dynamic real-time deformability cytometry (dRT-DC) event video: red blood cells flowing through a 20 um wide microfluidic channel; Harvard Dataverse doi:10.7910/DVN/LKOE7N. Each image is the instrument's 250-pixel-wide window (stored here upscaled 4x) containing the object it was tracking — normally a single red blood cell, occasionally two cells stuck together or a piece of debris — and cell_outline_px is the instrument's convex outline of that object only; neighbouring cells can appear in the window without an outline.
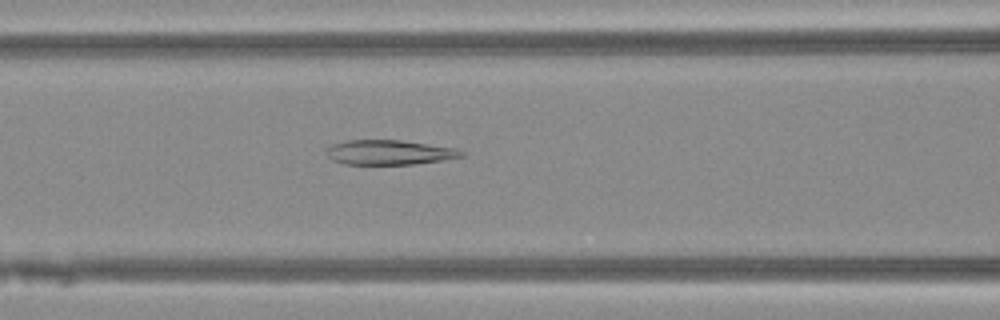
{"species": "Egyptian fruit bat (a non-hibernating species)", "species_latin": "Rousettus aegyptiacus", "temperature_condition": "warm", "stored_images_in_passage": 49, "camera_frame_rate_fps": 3000, "um_per_image_px": 0.085, "animal": {"sex": "female"}, "frame": {"image": 1, "passage_image": 21, "time_ms": 6.667, "image_size_px": [1000, 320], "cell_outline_px": [[464, 156], [440, 160], [412, 164], [344, 164], [332, 160], [324, 152], [332, 144], [344, 140], [400, 140], [456, 148], [464, 152]], "centroid_in_image_um": [33.04, 12.94], "position_along_channel_um": 133.6, "area_um2": 19.36}}
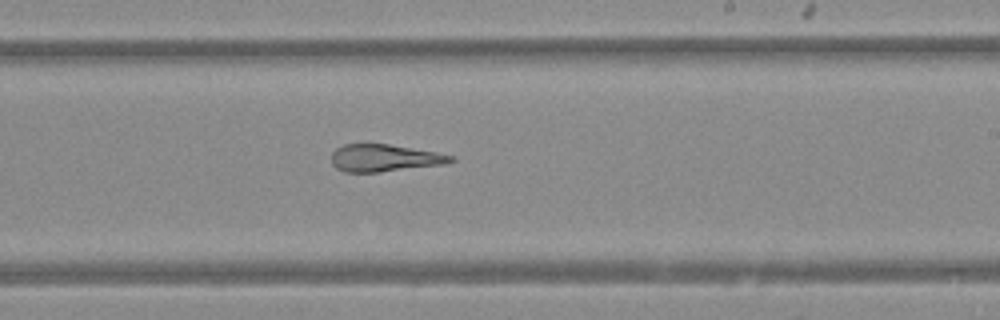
{"frame": {"image": 2, "passage_image": 30, "time_ms": 9.667, "image_size_px": [1000, 320], "cell_outline_px": [[456, 160], [448, 164], [376, 172], [344, 172], [336, 168], [332, 164], [332, 152], [336, 148], [344, 144], [388, 144], [436, 152], [452, 156]], "centroid_in_image_um": [32.68, 13.43], "position_along_channel_um": 256.3, "area_um2": 18.9}}
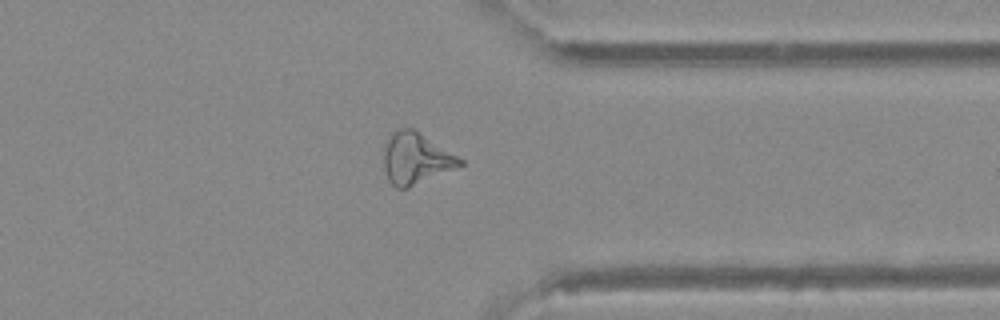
{"frame": {"image": 3, "passage_image": 39, "time_ms": 12.667, "image_size_px": [1000, 320], "cell_outline_px": [[464, 164], [408, 188], [396, 188], [388, 180], [384, 168], [384, 144], [388, 136], [392, 132], [400, 128], [412, 128], [464, 160]], "centroid_in_image_um": [35.31, 13.47], "position_along_channel_um": 376.1, "area_um2": 22.54}}